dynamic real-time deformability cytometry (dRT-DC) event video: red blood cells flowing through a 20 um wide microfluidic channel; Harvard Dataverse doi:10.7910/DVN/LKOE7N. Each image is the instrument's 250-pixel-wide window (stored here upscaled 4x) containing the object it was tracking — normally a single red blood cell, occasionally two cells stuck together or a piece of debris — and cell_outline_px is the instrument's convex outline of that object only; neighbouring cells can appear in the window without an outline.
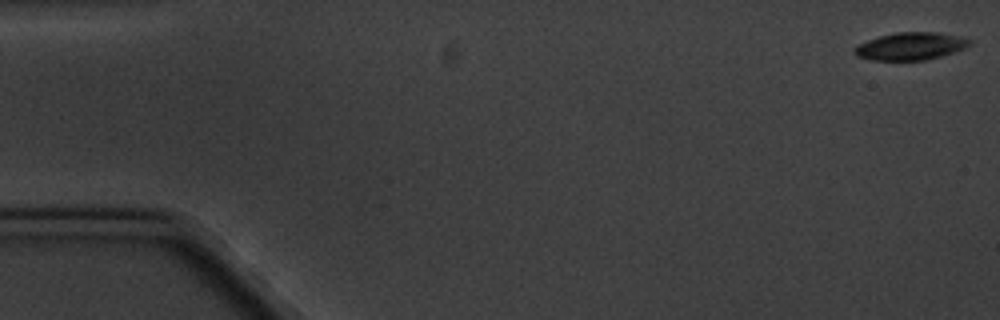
{"species": "common noctule bat (a hibernating species)", "species_latin": "Nyctalus noctula", "temperature_condition": "cold", "stored_images_in_passage": 5, "camera_frame_rate_fps": 3000, "um_per_image_px": 0.085, "animal": {"sex": "male", "body_mass_g": 20.1, "forearm_length_mm": 53.5}, "frame": {"image": 1, "passage_image": 1, "time_ms": 0.0, "image_size_px": [1000, 320], "cell_outline_px": [[972, 44], [964, 48], [940, 56], [924, 60], [872, 60], [856, 56], [852, 52], [860, 44], [868, 40], [880, 36], [896, 32], [936, 32], [956, 36], [972, 40]], "centroid_in_image_um": [77.39, 3.93], "position_along_channel_um": 7.6, "area_um2": 18.21}}